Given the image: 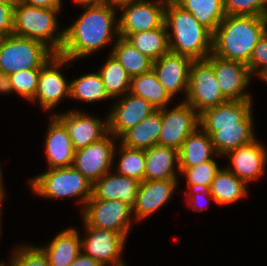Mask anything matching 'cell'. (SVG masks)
<instances>
[{
	"label": "cell",
	"mask_w": 267,
	"mask_h": 266,
	"mask_svg": "<svg viewBox=\"0 0 267 266\" xmlns=\"http://www.w3.org/2000/svg\"><path fill=\"white\" fill-rule=\"evenodd\" d=\"M82 9L81 16L64 29V43L59 52L71 61L91 55L110 42L115 43L119 36L116 6L101 3Z\"/></svg>",
	"instance_id": "6da1fadb"
},
{
	"label": "cell",
	"mask_w": 267,
	"mask_h": 266,
	"mask_svg": "<svg viewBox=\"0 0 267 266\" xmlns=\"http://www.w3.org/2000/svg\"><path fill=\"white\" fill-rule=\"evenodd\" d=\"M253 100L227 101L200 113V127L211 137L218 156L256 139Z\"/></svg>",
	"instance_id": "7a4b0ae2"
},
{
	"label": "cell",
	"mask_w": 267,
	"mask_h": 266,
	"mask_svg": "<svg viewBox=\"0 0 267 266\" xmlns=\"http://www.w3.org/2000/svg\"><path fill=\"white\" fill-rule=\"evenodd\" d=\"M266 32L267 22L261 16L226 15L213 34L212 53L248 64L253 48Z\"/></svg>",
	"instance_id": "3957f363"
},
{
	"label": "cell",
	"mask_w": 267,
	"mask_h": 266,
	"mask_svg": "<svg viewBox=\"0 0 267 266\" xmlns=\"http://www.w3.org/2000/svg\"><path fill=\"white\" fill-rule=\"evenodd\" d=\"M165 26L170 52L204 60L213 51V34L174 0H167Z\"/></svg>",
	"instance_id": "277c9868"
},
{
	"label": "cell",
	"mask_w": 267,
	"mask_h": 266,
	"mask_svg": "<svg viewBox=\"0 0 267 266\" xmlns=\"http://www.w3.org/2000/svg\"><path fill=\"white\" fill-rule=\"evenodd\" d=\"M60 10L16 3L14 7L13 34L40 41L55 54H59L64 43V29L59 32L58 17L56 16L60 13Z\"/></svg>",
	"instance_id": "5b68a950"
},
{
	"label": "cell",
	"mask_w": 267,
	"mask_h": 266,
	"mask_svg": "<svg viewBox=\"0 0 267 266\" xmlns=\"http://www.w3.org/2000/svg\"><path fill=\"white\" fill-rule=\"evenodd\" d=\"M28 183L32 192L43 198H78L81 211L92 196L93 184L73 166L48 169L31 178Z\"/></svg>",
	"instance_id": "8992f818"
},
{
	"label": "cell",
	"mask_w": 267,
	"mask_h": 266,
	"mask_svg": "<svg viewBox=\"0 0 267 266\" xmlns=\"http://www.w3.org/2000/svg\"><path fill=\"white\" fill-rule=\"evenodd\" d=\"M55 53L40 41L9 35L0 38V71L13 74L40 69Z\"/></svg>",
	"instance_id": "52a82bcc"
},
{
	"label": "cell",
	"mask_w": 267,
	"mask_h": 266,
	"mask_svg": "<svg viewBox=\"0 0 267 266\" xmlns=\"http://www.w3.org/2000/svg\"><path fill=\"white\" fill-rule=\"evenodd\" d=\"M166 4L167 0H132L119 5V36L126 38L132 33L160 28L165 21Z\"/></svg>",
	"instance_id": "ba28073f"
},
{
	"label": "cell",
	"mask_w": 267,
	"mask_h": 266,
	"mask_svg": "<svg viewBox=\"0 0 267 266\" xmlns=\"http://www.w3.org/2000/svg\"><path fill=\"white\" fill-rule=\"evenodd\" d=\"M184 101L199 114L228 101L220 90L212 65L206 59L192 62Z\"/></svg>",
	"instance_id": "9c48e42d"
},
{
	"label": "cell",
	"mask_w": 267,
	"mask_h": 266,
	"mask_svg": "<svg viewBox=\"0 0 267 266\" xmlns=\"http://www.w3.org/2000/svg\"><path fill=\"white\" fill-rule=\"evenodd\" d=\"M81 212L86 225L119 232L126 238L132 222L136 221L131 220L132 207L119 200L89 199Z\"/></svg>",
	"instance_id": "30bf717a"
},
{
	"label": "cell",
	"mask_w": 267,
	"mask_h": 266,
	"mask_svg": "<svg viewBox=\"0 0 267 266\" xmlns=\"http://www.w3.org/2000/svg\"><path fill=\"white\" fill-rule=\"evenodd\" d=\"M71 62L59 54L53 55L40 68L37 89L31 102L37 101L43 110L50 112L63 98H70L71 82L61 73L60 68Z\"/></svg>",
	"instance_id": "8fae6325"
},
{
	"label": "cell",
	"mask_w": 267,
	"mask_h": 266,
	"mask_svg": "<svg viewBox=\"0 0 267 266\" xmlns=\"http://www.w3.org/2000/svg\"><path fill=\"white\" fill-rule=\"evenodd\" d=\"M158 110L162 115L158 145L179 151L184 140L200 127V114L184 100L170 110Z\"/></svg>",
	"instance_id": "7c38bea8"
},
{
	"label": "cell",
	"mask_w": 267,
	"mask_h": 266,
	"mask_svg": "<svg viewBox=\"0 0 267 266\" xmlns=\"http://www.w3.org/2000/svg\"><path fill=\"white\" fill-rule=\"evenodd\" d=\"M115 141L116 137L108 133L100 141L76 150L73 167L93 184L112 170L117 150Z\"/></svg>",
	"instance_id": "4fadbf2b"
},
{
	"label": "cell",
	"mask_w": 267,
	"mask_h": 266,
	"mask_svg": "<svg viewBox=\"0 0 267 266\" xmlns=\"http://www.w3.org/2000/svg\"><path fill=\"white\" fill-rule=\"evenodd\" d=\"M83 224L86 230V236L81 239L83 254L91 256L104 266H127L122 258L127 240L123 234Z\"/></svg>",
	"instance_id": "5bb4252c"
},
{
	"label": "cell",
	"mask_w": 267,
	"mask_h": 266,
	"mask_svg": "<svg viewBox=\"0 0 267 266\" xmlns=\"http://www.w3.org/2000/svg\"><path fill=\"white\" fill-rule=\"evenodd\" d=\"M206 60L212 65L220 90L227 100H252L253 96L246 91L253 77L247 64L226 60L213 53Z\"/></svg>",
	"instance_id": "9a60e30c"
},
{
	"label": "cell",
	"mask_w": 267,
	"mask_h": 266,
	"mask_svg": "<svg viewBox=\"0 0 267 266\" xmlns=\"http://www.w3.org/2000/svg\"><path fill=\"white\" fill-rule=\"evenodd\" d=\"M52 115L69 133L75 151L100 141L109 133L108 116L103 120L76 109Z\"/></svg>",
	"instance_id": "2e32d148"
},
{
	"label": "cell",
	"mask_w": 267,
	"mask_h": 266,
	"mask_svg": "<svg viewBox=\"0 0 267 266\" xmlns=\"http://www.w3.org/2000/svg\"><path fill=\"white\" fill-rule=\"evenodd\" d=\"M230 165L226 168L247 185L263 176L267 164V148L257 139L228 151Z\"/></svg>",
	"instance_id": "e0dca14e"
},
{
	"label": "cell",
	"mask_w": 267,
	"mask_h": 266,
	"mask_svg": "<svg viewBox=\"0 0 267 266\" xmlns=\"http://www.w3.org/2000/svg\"><path fill=\"white\" fill-rule=\"evenodd\" d=\"M116 101L108 116V131L120 138L157 109L143 98L126 93Z\"/></svg>",
	"instance_id": "ac0fdd59"
},
{
	"label": "cell",
	"mask_w": 267,
	"mask_h": 266,
	"mask_svg": "<svg viewBox=\"0 0 267 266\" xmlns=\"http://www.w3.org/2000/svg\"><path fill=\"white\" fill-rule=\"evenodd\" d=\"M193 61L190 57L170 51L153 61L152 69L156 73L159 83L172 98L182 92L185 93V100Z\"/></svg>",
	"instance_id": "d6986e66"
},
{
	"label": "cell",
	"mask_w": 267,
	"mask_h": 266,
	"mask_svg": "<svg viewBox=\"0 0 267 266\" xmlns=\"http://www.w3.org/2000/svg\"><path fill=\"white\" fill-rule=\"evenodd\" d=\"M178 180H144L140 182L136 203L132 208L136 221L144 220L160 210L177 189Z\"/></svg>",
	"instance_id": "ffe728a7"
},
{
	"label": "cell",
	"mask_w": 267,
	"mask_h": 266,
	"mask_svg": "<svg viewBox=\"0 0 267 266\" xmlns=\"http://www.w3.org/2000/svg\"><path fill=\"white\" fill-rule=\"evenodd\" d=\"M48 127L44 139L48 169L73 166L75 150L69 133L53 115Z\"/></svg>",
	"instance_id": "44dd1931"
},
{
	"label": "cell",
	"mask_w": 267,
	"mask_h": 266,
	"mask_svg": "<svg viewBox=\"0 0 267 266\" xmlns=\"http://www.w3.org/2000/svg\"><path fill=\"white\" fill-rule=\"evenodd\" d=\"M140 182L120 175L113 169L93 183L92 196L90 199L119 200L130 207L136 203L137 192Z\"/></svg>",
	"instance_id": "7402d4cb"
},
{
	"label": "cell",
	"mask_w": 267,
	"mask_h": 266,
	"mask_svg": "<svg viewBox=\"0 0 267 266\" xmlns=\"http://www.w3.org/2000/svg\"><path fill=\"white\" fill-rule=\"evenodd\" d=\"M145 156L144 180H178L175 171L179 169V156L176 149L157 144L145 150Z\"/></svg>",
	"instance_id": "603a6c76"
},
{
	"label": "cell",
	"mask_w": 267,
	"mask_h": 266,
	"mask_svg": "<svg viewBox=\"0 0 267 266\" xmlns=\"http://www.w3.org/2000/svg\"><path fill=\"white\" fill-rule=\"evenodd\" d=\"M47 255L50 266H67L82 252L81 235L74 227H69L47 244L39 246Z\"/></svg>",
	"instance_id": "cb8c5ba5"
},
{
	"label": "cell",
	"mask_w": 267,
	"mask_h": 266,
	"mask_svg": "<svg viewBox=\"0 0 267 266\" xmlns=\"http://www.w3.org/2000/svg\"><path fill=\"white\" fill-rule=\"evenodd\" d=\"M162 127L159 110L144 118L135 127L126 131L118 141L126 147L147 150L158 144Z\"/></svg>",
	"instance_id": "d4e9b609"
},
{
	"label": "cell",
	"mask_w": 267,
	"mask_h": 266,
	"mask_svg": "<svg viewBox=\"0 0 267 266\" xmlns=\"http://www.w3.org/2000/svg\"><path fill=\"white\" fill-rule=\"evenodd\" d=\"M217 156L211 137L199 127L183 142L179 156V167H193L208 162Z\"/></svg>",
	"instance_id": "484cf974"
},
{
	"label": "cell",
	"mask_w": 267,
	"mask_h": 266,
	"mask_svg": "<svg viewBox=\"0 0 267 266\" xmlns=\"http://www.w3.org/2000/svg\"><path fill=\"white\" fill-rule=\"evenodd\" d=\"M247 187L244 181L237 178L226 167H222L211 183L210 193L214 202L222 206L245 198L248 195Z\"/></svg>",
	"instance_id": "4316f807"
},
{
	"label": "cell",
	"mask_w": 267,
	"mask_h": 266,
	"mask_svg": "<svg viewBox=\"0 0 267 266\" xmlns=\"http://www.w3.org/2000/svg\"><path fill=\"white\" fill-rule=\"evenodd\" d=\"M129 93L145 99L157 110L167 107V104L173 99L159 83L157 75L153 69L139 76L132 77Z\"/></svg>",
	"instance_id": "83f0119b"
},
{
	"label": "cell",
	"mask_w": 267,
	"mask_h": 266,
	"mask_svg": "<svg viewBox=\"0 0 267 266\" xmlns=\"http://www.w3.org/2000/svg\"><path fill=\"white\" fill-rule=\"evenodd\" d=\"M212 34L226 16L223 0H174Z\"/></svg>",
	"instance_id": "f1b7e54d"
},
{
	"label": "cell",
	"mask_w": 267,
	"mask_h": 266,
	"mask_svg": "<svg viewBox=\"0 0 267 266\" xmlns=\"http://www.w3.org/2000/svg\"><path fill=\"white\" fill-rule=\"evenodd\" d=\"M125 39L152 61L170 51L165 23L157 29L132 33Z\"/></svg>",
	"instance_id": "f546056e"
},
{
	"label": "cell",
	"mask_w": 267,
	"mask_h": 266,
	"mask_svg": "<svg viewBox=\"0 0 267 266\" xmlns=\"http://www.w3.org/2000/svg\"><path fill=\"white\" fill-rule=\"evenodd\" d=\"M109 53L120 62L131 78L152 69L153 61L123 37L118 36Z\"/></svg>",
	"instance_id": "4dcf8cb0"
},
{
	"label": "cell",
	"mask_w": 267,
	"mask_h": 266,
	"mask_svg": "<svg viewBox=\"0 0 267 266\" xmlns=\"http://www.w3.org/2000/svg\"><path fill=\"white\" fill-rule=\"evenodd\" d=\"M108 56V60L98 72L102 77L107 95L115 99L129 93L131 77L111 53Z\"/></svg>",
	"instance_id": "1f68e13d"
},
{
	"label": "cell",
	"mask_w": 267,
	"mask_h": 266,
	"mask_svg": "<svg viewBox=\"0 0 267 266\" xmlns=\"http://www.w3.org/2000/svg\"><path fill=\"white\" fill-rule=\"evenodd\" d=\"M70 98L88 103L111 99L105 90L102 77L95 73L83 74L70 81Z\"/></svg>",
	"instance_id": "d6a6232c"
},
{
	"label": "cell",
	"mask_w": 267,
	"mask_h": 266,
	"mask_svg": "<svg viewBox=\"0 0 267 266\" xmlns=\"http://www.w3.org/2000/svg\"><path fill=\"white\" fill-rule=\"evenodd\" d=\"M119 161L116 173L133 178L139 182L145 179L146 156L145 150L129 148L119 144Z\"/></svg>",
	"instance_id": "836d02e7"
},
{
	"label": "cell",
	"mask_w": 267,
	"mask_h": 266,
	"mask_svg": "<svg viewBox=\"0 0 267 266\" xmlns=\"http://www.w3.org/2000/svg\"><path fill=\"white\" fill-rule=\"evenodd\" d=\"M178 172L185 175L188 189L210 188L219 168L214 158L193 167H178Z\"/></svg>",
	"instance_id": "e575fe53"
},
{
	"label": "cell",
	"mask_w": 267,
	"mask_h": 266,
	"mask_svg": "<svg viewBox=\"0 0 267 266\" xmlns=\"http://www.w3.org/2000/svg\"><path fill=\"white\" fill-rule=\"evenodd\" d=\"M12 250L10 262L3 266H50L47 255L40 247L23 244Z\"/></svg>",
	"instance_id": "d590c367"
},
{
	"label": "cell",
	"mask_w": 267,
	"mask_h": 266,
	"mask_svg": "<svg viewBox=\"0 0 267 266\" xmlns=\"http://www.w3.org/2000/svg\"><path fill=\"white\" fill-rule=\"evenodd\" d=\"M40 69H26L9 75L13 93L31 102L38 85Z\"/></svg>",
	"instance_id": "8d00e7d4"
},
{
	"label": "cell",
	"mask_w": 267,
	"mask_h": 266,
	"mask_svg": "<svg viewBox=\"0 0 267 266\" xmlns=\"http://www.w3.org/2000/svg\"><path fill=\"white\" fill-rule=\"evenodd\" d=\"M226 15L261 16L266 0H223Z\"/></svg>",
	"instance_id": "74e56055"
},
{
	"label": "cell",
	"mask_w": 267,
	"mask_h": 266,
	"mask_svg": "<svg viewBox=\"0 0 267 266\" xmlns=\"http://www.w3.org/2000/svg\"><path fill=\"white\" fill-rule=\"evenodd\" d=\"M252 76L259 78L267 72V32L253 48L249 63L247 64Z\"/></svg>",
	"instance_id": "f35d334b"
},
{
	"label": "cell",
	"mask_w": 267,
	"mask_h": 266,
	"mask_svg": "<svg viewBox=\"0 0 267 266\" xmlns=\"http://www.w3.org/2000/svg\"><path fill=\"white\" fill-rule=\"evenodd\" d=\"M15 5L16 4H0V38L13 34Z\"/></svg>",
	"instance_id": "ab89813d"
},
{
	"label": "cell",
	"mask_w": 267,
	"mask_h": 266,
	"mask_svg": "<svg viewBox=\"0 0 267 266\" xmlns=\"http://www.w3.org/2000/svg\"><path fill=\"white\" fill-rule=\"evenodd\" d=\"M184 194L187 197L185 199V200H187L186 202L188 203L187 206H189L190 208H192L193 210L198 211V212H203V210H205L204 208H205L206 205L204 206V205L201 204L202 203L201 201L204 202V200L201 198L203 195H204V197L214 201V198L210 193V188L188 189V191L185 192Z\"/></svg>",
	"instance_id": "60d3db41"
},
{
	"label": "cell",
	"mask_w": 267,
	"mask_h": 266,
	"mask_svg": "<svg viewBox=\"0 0 267 266\" xmlns=\"http://www.w3.org/2000/svg\"><path fill=\"white\" fill-rule=\"evenodd\" d=\"M61 1L63 0H17V3L46 9H62Z\"/></svg>",
	"instance_id": "b9f144b4"
},
{
	"label": "cell",
	"mask_w": 267,
	"mask_h": 266,
	"mask_svg": "<svg viewBox=\"0 0 267 266\" xmlns=\"http://www.w3.org/2000/svg\"><path fill=\"white\" fill-rule=\"evenodd\" d=\"M67 266H104L98 260H95L91 256H87L82 252L78 257Z\"/></svg>",
	"instance_id": "7bdbcfd3"
},
{
	"label": "cell",
	"mask_w": 267,
	"mask_h": 266,
	"mask_svg": "<svg viewBox=\"0 0 267 266\" xmlns=\"http://www.w3.org/2000/svg\"><path fill=\"white\" fill-rule=\"evenodd\" d=\"M0 93L9 94L13 93L12 84L9 78V74L0 71Z\"/></svg>",
	"instance_id": "ee69618b"
},
{
	"label": "cell",
	"mask_w": 267,
	"mask_h": 266,
	"mask_svg": "<svg viewBox=\"0 0 267 266\" xmlns=\"http://www.w3.org/2000/svg\"><path fill=\"white\" fill-rule=\"evenodd\" d=\"M77 4H82L84 6H94L102 3V0H73Z\"/></svg>",
	"instance_id": "f6af8a7d"
},
{
	"label": "cell",
	"mask_w": 267,
	"mask_h": 266,
	"mask_svg": "<svg viewBox=\"0 0 267 266\" xmlns=\"http://www.w3.org/2000/svg\"><path fill=\"white\" fill-rule=\"evenodd\" d=\"M129 1L132 0H102V3L118 7L119 5L127 3Z\"/></svg>",
	"instance_id": "bcb514c9"
},
{
	"label": "cell",
	"mask_w": 267,
	"mask_h": 266,
	"mask_svg": "<svg viewBox=\"0 0 267 266\" xmlns=\"http://www.w3.org/2000/svg\"><path fill=\"white\" fill-rule=\"evenodd\" d=\"M4 185H3V180H0V218H1V216H2V203H3V200H5V191H4V188L5 187H3Z\"/></svg>",
	"instance_id": "7dc6e473"
},
{
	"label": "cell",
	"mask_w": 267,
	"mask_h": 266,
	"mask_svg": "<svg viewBox=\"0 0 267 266\" xmlns=\"http://www.w3.org/2000/svg\"><path fill=\"white\" fill-rule=\"evenodd\" d=\"M261 17L267 22V0H266Z\"/></svg>",
	"instance_id": "c3c4849f"
},
{
	"label": "cell",
	"mask_w": 267,
	"mask_h": 266,
	"mask_svg": "<svg viewBox=\"0 0 267 266\" xmlns=\"http://www.w3.org/2000/svg\"><path fill=\"white\" fill-rule=\"evenodd\" d=\"M17 0H0V4H16Z\"/></svg>",
	"instance_id": "681fc988"
},
{
	"label": "cell",
	"mask_w": 267,
	"mask_h": 266,
	"mask_svg": "<svg viewBox=\"0 0 267 266\" xmlns=\"http://www.w3.org/2000/svg\"><path fill=\"white\" fill-rule=\"evenodd\" d=\"M260 79H262L263 81L267 82V72H265Z\"/></svg>",
	"instance_id": "f907efd6"
},
{
	"label": "cell",
	"mask_w": 267,
	"mask_h": 266,
	"mask_svg": "<svg viewBox=\"0 0 267 266\" xmlns=\"http://www.w3.org/2000/svg\"><path fill=\"white\" fill-rule=\"evenodd\" d=\"M1 218H0V235H1ZM4 262H0V266H3Z\"/></svg>",
	"instance_id": "816d5d0a"
},
{
	"label": "cell",
	"mask_w": 267,
	"mask_h": 266,
	"mask_svg": "<svg viewBox=\"0 0 267 266\" xmlns=\"http://www.w3.org/2000/svg\"><path fill=\"white\" fill-rule=\"evenodd\" d=\"M3 174H2V170H1V168H0V180H3Z\"/></svg>",
	"instance_id": "f5cc1de1"
}]
</instances>
